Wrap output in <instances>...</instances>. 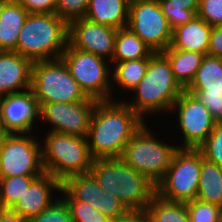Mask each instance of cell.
Segmentation results:
<instances>
[{
    "instance_id": "6da1fadb",
    "label": "cell",
    "mask_w": 222,
    "mask_h": 222,
    "mask_svg": "<svg viewBox=\"0 0 222 222\" xmlns=\"http://www.w3.org/2000/svg\"><path fill=\"white\" fill-rule=\"evenodd\" d=\"M144 123L122 99L97 101L87 136L90 155L93 159L121 158Z\"/></svg>"
},
{
    "instance_id": "7a4b0ae2",
    "label": "cell",
    "mask_w": 222,
    "mask_h": 222,
    "mask_svg": "<svg viewBox=\"0 0 222 222\" xmlns=\"http://www.w3.org/2000/svg\"><path fill=\"white\" fill-rule=\"evenodd\" d=\"M183 91L173 76L168 59L161 52H156L149 58L145 76L130 91L131 99L122 100L144 122L149 121V116L150 119L159 117L160 113V117L166 113L173 120L175 118L169 117V112Z\"/></svg>"
},
{
    "instance_id": "3957f363",
    "label": "cell",
    "mask_w": 222,
    "mask_h": 222,
    "mask_svg": "<svg viewBox=\"0 0 222 222\" xmlns=\"http://www.w3.org/2000/svg\"><path fill=\"white\" fill-rule=\"evenodd\" d=\"M90 173L127 211L146 209L156 195V185L121 158L94 159Z\"/></svg>"
},
{
    "instance_id": "277c9868",
    "label": "cell",
    "mask_w": 222,
    "mask_h": 222,
    "mask_svg": "<svg viewBox=\"0 0 222 222\" xmlns=\"http://www.w3.org/2000/svg\"><path fill=\"white\" fill-rule=\"evenodd\" d=\"M68 24L55 13H29L19 32L16 52L34 61L61 59Z\"/></svg>"
},
{
    "instance_id": "5b68a950",
    "label": "cell",
    "mask_w": 222,
    "mask_h": 222,
    "mask_svg": "<svg viewBox=\"0 0 222 222\" xmlns=\"http://www.w3.org/2000/svg\"><path fill=\"white\" fill-rule=\"evenodd\" d=\"M40 135L45 173L63 183L67 178L90 173L93 158L85 137L47 131Z\"/></svg>"
},
{
    "instance_id": "8992f818",
    "label": "cell",
    "mask_w": 222,
    "mask_h": 222,
    "mask_svg": "<svg viewBox=\"0 0 222 222\" xmlns=\"http://www.w3.org/2000/svg\"><path fill=\"white\" fill-rule=\"evenodd\" d=\"M149 125L150 122H145L132 136L125 146L121 159L156 185L164 177L175 152L179 148L175 144L177 137L174 139V143L173 138H171L170 143V139L167 141L164 137L163 139L159 138L158 130L155 132Z\"/></svg>"
},
{
    "instance_id": "52a82bcc",
    "label": "cell",
    "mask_w": 222,
    "mask_h": 222,
    "mask_svg": "<svg viewBox=\"0 0 222 222\" xmlns=\"http://www.w3.org/2000/svg\"><path fill=\"white\" fill-rule=\"evenodd\" d=\"M31 90L38 107L47 102L71 103L90 99L62 59L34 61Z\"/></svg>"
},
{
    "instance_id": "ba28073f",
    "label": "cell",
    "mask_w": 222,
    "mask_h": 222,
    "mask_svg": "<svg viewBox=\"0 0 222 222\" xmlns=\"http://www.w3.org/2000/svg\"><path fill=\"white\" fill-rule=\"evenodd\" d=\"M201 167L202 153L198 149L179 148L164 177L156 184V195L180 203L196 199Z\"/></svg>"
},
{
    "instance_id": "9c48e42d",
    "label": "cell",
    "mask_w": 222,
    "mask_h": 222,
    "mask_svg": "<svg viewBox=\"0 0 222 222\" xmlns=\"http://www.w3.org/2000/svg\"><path fill=\"white\" fill-rule=\"evenodd\" d=\"M61 59L88 97L98 101L112 100L111 62L93 53L75 49L69 43Z\"/></svg>"
},
{
    "instance_id": "30bf717a",
    "label": "cell",
    "mask_w": 222,
    "mask_h": 222,
    "mask_svg": "<svg viewBox=\"0 0 222 222\" xmlns=\"http://www.w3.org/2000/svg\"><path fill=\"white\" fill-rule=\"evenodd\" d=\"M36 133L4 135L0 141V178L45 173L41 141Z\"/></svg>"
},
{
    "instance_id": "8fae6325",
    "label": "cell",
    "mask_w": 222,
    "mask_h": 222,
    "mask_svg": "<svg viewBox=\"0 0 222 222\" xmlns=\"http://www.w3.org/2000/svg\"><path fill=\"white\" fill-rule=\"evenodd\" d=\"M172 113L176 116L172 124L176 123V133L179 132L181 136L178 139L180 143H176L178 148L197 149L218 123L204 104L186 90L174 102L169 115L174 116Z\"/></svg>"
},
{
    "instance_id": "7c38bea8",
    "label": "cell",
    "mask_w": 222,
    "mask_h": 222,
    "mask_svg": "<svg viewBox=\"0 0 222 222\" xmlns=\"http://www.w3.org/2000/svg\"><path fill=\"white\" fill-rule=\"evenodd\" d=\"M128 27L153 51L163 52L171 45L172 29L159 0H130Z\"/></svg>"
},
{
    "instance_id": "4fadbf2b",
    "label": "cell",
    "mask_w": 222,
    "mask_h": 222,
    "mask_svg": "<svg viewBox=\"0 0 222 222\" xmlns=\"http://www.w3.org/2000/svg\"><path fill=\"white\" fill-rule=\"evenodd\" d=\"M98 100L62 103L47 102L39 107V123L46 132H57L87 138L92 114ZM48 123V124H46ZM50 128H49V127ZM50 129V130H49Z\"/></svg>"
},
{
    "instance_id": "5bb4252c",
    "label": "cell",
    "mask_w": 222,
    "mask_h": 222,
    "mask_svg": "<svg viewBox=\"0 0 222 222\" xmlns=\"http://www.w3.org/2000/svg\"><path fill=\"white\" fill-rule=\"evenodd\" d=\"M0 121L6 134L41 132L37 126L39 107L33 91L0 97Z\"/></svg>"
},
{
    "instance_id": "9a60e30c",
    "label": "cell",
    "mask_w": 222,
    "mask_h": 222,
    "mask_svg": "<svg viewBox=\"0 0 222 222\" xmlns=\"http://www.w3.org/2000/svg\"><path fill=\"white\" fill-rule=\"evenodd\" d=\"M117 30L83 17L68 24V43L75 49L93 53L111 62Z\"/></svg>"
},
{
    "instance_id": "2e32d148",
    "label": "cell",
    "mask_w": 222,
    "mask_h": 222,
    "mask_svg": "<svg viewBox=\"0 0 222 222\" xmlns=\"http://www.w3.org/2000/svg\"><path fill=\"white\" fill-rule=\"evenodd\" d=\"M61 188L59 180L44 173L30 184L11 209L31 220L60 197Z\"/></svg>"
},
{
    "instance_id": "e0dca14e",
    "label": "cell",
    "mask_w": 222,
    "mask_h": 222,
    "mask_svg": "<svg viewBox=\"0 0 222 222\" xmlns=\"http://www.w3.org/2000/svg\"><path fill=\"white\" fill-rule=\"evenodd\" d=\"M32 64L16 51H0V97L31 89Z\"/></svg>"
},
{
    "instance_id": "ac0fdd59",
    "label": "cell",
    "mask_w": 222,
    "mask_h": 222,
    "mask_svg": "<svg viewBox=\"0 0 222 222\" xmlns=\"http://www.w3.org/2000/svg\"><path fill=\"white\" fill-rule=\"evenodd\" d=\"M211 32L212 26L196 15L188 23L173 29L170 47L207 55Z\"/></svg>"
},
{
    "instance_id": "d6986e66",
    "label": "cell",
    "mask_w": 222,
    "mask_h": 222,
    "mask_svg": "<svg viewBox=\"0 0 222 222\" xmlns=\"http://www.w3.org/2000/svg\"><path fill=\"white\" fill-rule=\"evenodd\" d=\"M130 0H89L87 20L114 27H128Z\"/></svg>"
},
{
    "instance_id": "ffe728a7",
    "label": "cell",
    "mask_w": 222,
    "mask_h": 222,
    "mask_svg": "<svg viewBox=\"0 0 222 222\" xmlns=\"http://www.w3.org/2000/svg\"><path fill=\"white\" fill-rule=\"evenodd\" d=\"M149 58L135 59L130 61H122L118 63H111L112 65V100H116L122 96L126 99L130 95V91L135 88L143 79L146 73V68ZM116 85V88H114ZM115 91L119 94H115ZM124 92L125 95L122 93ZM129 92V93H128ZM128 94V95H127ZM115 96V97H114ZM119 97V98H118Z\"/></svg>"
},
{
    "instance_id": "44dd1931",
    "label": "cell",
    "mask_w": 222,
    "mask_h": 222,
    "mask_svg": "<svg viewBox=\"0 0 222 222\" xmlns=\"http://www.w3.org/2000/svg\"><path fill=\"white\" fill-rule=\"evenodd\" d=\"M28 11L18 2H8L0 16V51H15Z\"/></svg>"
},
{
    "instance_id": "7402d4cb",
    "label": "cell",
    "mask_w": 222,
    "mask_h": 222,
    "mask_svg": "<svg viewBox=\"0 0 222 222\" xmlns=\"http://www.w3.org/2000/svg\"><path fill=\"white\" fill-rule=\"evenodd\" d=\"M161 53L168 59L175 80L185 90L194 79L205 55L196 51L173 49L170 46Z\"/></svg>"
},
{
    "instance_id": "603a6c76",
    "label": "cell",
    "mask_w": 222,
    "mask_h": 222,
    "mask_svg": "<svg viewBox=\"0 0 222 222\" xmlns=\"http://www.w3.org/2000/svg\"><path fill=\"white\" fill-rule=\"evenodd\" d=\"M185 90L189 93H222V58L205 55Z\"/></svg>"
},
{
    "instance_id": "cb8c5ba5",
    "label": "cell",
    "mask_w": 222,
    "mask_h": 222,
    "mask_svg": "<svg viewBox=\"0 0 222 222\" xmlns=\"http://www.w3.org/2000/svg\"><path fill=\"white\" fill-rule=\"evenodd\" d=\"M154 51L129 27L117 30L111 63L150 58Z\"/></svg>"
},
{
    "instance_id": "d4e9b609",
    "label": "cell",
    "mask_w": 222,
    "mask_h": 222,
    "mask_svg": "<svg viewBox=\"0 0 222 222\" xmlns=\"http://www.w3.org/2000/svg\"><path fill=\"white\" fill-rule=\"evenodd\" d=\"M197 199L222 208V167L203 158Z\"/></svg>"
},
{
    "instance_id": "484cf974",
    "label": "cell",
    "mask_w": 222,
    "mask_h": 222,
    "mask_svg": "<svg viewBox=\"0 0 222 222\" xmlns=\"http://www.w3.org/2000/svg\"><path fill=\"white\" fill-rule=\"evenodd\" d=\"M151 222H190L185 203L171 202L155 195L146 207Z\"/></svg>"
},
{
    "instance_id": "4316f807",
    "label": "cell",
    "mask_w": 222,
    "mask_h": 222,
    "mask_svg": "<svg viewBox=\"0 0 222 222\" xmlns=\"http://www.w3.org/2000/svg\"><path fill=\"white\" fill-rule=\"evenodd\" d=\"M159 3L172 30L191 21L199 6V0H159Z\"/></svg>"
},
{
    "instance_id": "83f0119b",
    "label": "cell",
    "mask_w": 222,
    "mask_h": 222,
    "mask_svg": "<svg viewBox=\"0 0 222 222\" xmlns=\"http://www.w3.org/2000/svg\"><path fill=\"white\" fill-rule=\"evenodd\" d=\"M62 187L76 200L96 206L97 180L91 173L74 175L67 178Z\"/></svg>"
},
{
    "instance_id": "f1b7e54d",
    "label": "cell",
    "mask_w": 222,
    "mask_h": 222,
    "mask_svg": "<svg viewBox=\"0 0 222 222\" xmlns=\"http://www.w3.org/2000/svg\"><path fill=\"white\" fill-rule=\"evenodd\" d=\"M40 176H13L0 178V207L12 208L30 184Z\"/></svg>"
},
{
    "instance_id": "f546056e",
    "label": "cell",
    "mask_w": 222,
    "mask_h": 222,
    "mask_svg": "<svg viewBox=\"0 0 222 222\" xmlns=\"http://www.w3.org/2000/svg\"><path fill=\"white\" fill-rule=\"evenodd\" d=\"M60 194L68 204L72 222H112L110 218L91 205L76 201L63 187L61 188Z\"/></svg>"
},
{
    "instance_id": "4dcf8cb0",
    "label": "cell",
    "mask_w": 222,
    "mask_h": 222,
    "mask_svg": "<svg viewBox=\"0 0 222 222\" xmlns=\"http://www.w3.org/2000/svg\"><path fill=\"white\" fill-rule=\"evenodd\" d=\"M197 149L204 159L222 167V125L217 123L211 134Z\"/></svg>"
},
{
    "instance_id": "1f68e13d",
    "label": "cell",
    "mask_w": 222,
    "mask_h": 222,
    "mask_svg": "<svg viewBox=\"0 0 222 222\" xmlns=\"http://www.w3.org/2000/svg\"><path fill=\"white\" fill-rule=\"evenodd\" d=\"M190 222H217L222 208L217 205L194 199L186 202Z\"/></svg>"
},
{
    "instance_id": "d6a6232c",
    "label": "cell",
    "mask_w": 222,
    "mask_h": 222,
    "mask_svg": "<svg viewBox=\"0 0 222 222\" xmlns=\"http://www.w3.org/2000/svg\"><path fill=\"white\" fill-rule=\"evenodd\" d=\"M95 209L106 215L112 221L127 211L118 198L105 191L98 182Z\"/></svg>"
},
{
    "instance_id": "836d02e7",
    "label": "cell",
    "mask_w": 222,
    "mask_h": 222,
    "mask_svg": "<svg viewBox=\"0 0 222 222\" xmlns=\"http://www.w3.org/2000/svg\"><path fill=\"white\" fill-rule=\"evenodd\" d=\"M30 222H72V217L68 204L60 196Z\"/></svg>"
},
{
    "instance_id": "e575fe53",
    "label": "cell",
    "mask_w": 222,
    "mask_h": 222,
    "mask_svg": "<svg viewBox=\"0 0 222 222\" xmlns=\"http://www.w3.org/2000/svg\"><path fill=\"white\" fill-rule=\"evenodd\" d=\"M89 0H57L55 14L67 24L83 18L87 12Z\"/></svg>"
},
{
    "instance_id": "d590c367",
    "label": "cell",
    "mask_w": 222,
    "mask_h": 222,
    "mask_svg": "<svg viewBox=\"0 0 222 222\" xmlns=\"http://www.w3.org/2000/svg\"><path fill=\"white\" fill-rule=\"evenodd\" d=\"M197 16L212 27L222 24V0H199Z\"/></svg>"
},
{
    "instance_id": "8d00e7d4",
    "label": "cell",
    "mask_w": 222,
    "mask_h": 222,
    "mask_svg": "<svg viewBox=\"0 0 222 222\" xmlns=\"http://www.w3.org/2000/svg\"><path fill=\"white\" fill-rule=\"evenodd\" d=\"M194 94L209 110L212 117L219 123L222 119V93H191Z\"/></svg>"
},
{
    "instance_id": "74e56055",
    "label": "cell",
    "mask_w": 222,
    "mask_h": 222,
    "mask_svg": "<svg viewBox=\"0 0 222 222\" xmlns=\"http://www.w3.org/2000/svg\"><path fill=\"white\" fill-rule=\"evenodd\" d=\"M28 13H55L57 0H19Z\"/></svg>"
},
{
    "instance_id": "f35d334b",
    "label": "cell",
    "mask_w": 222,
    "mask_h": 222,
    "mask_svg": "<svg viewBox=\"0 0 222 222\" xmlns=\"http://www.w3.org/2000/svg\"><path fill=\"white\" fill-rule=\"evenodd\" d=\"M207 55L222 58V24L212 27Z\"/></svg>"
},
{
    "instance_id": "ab89813d",
    "label": "cell",
    "mask_w": 222,
    "mask_h": 222,
    "mask_svg": "<svg viewBox=\"0 0 222 222\" xmlns=\"http://www.w3.org/2000/svg\"><path fill=\"white\" fill-rule=\"evenodd\" d=\"M112 222H151L146 210H128Z\"/></svg>"
},
{
    "instance_id": "60d3db41",
    "label": "cell",
    "mask_w": 222,
    "mask_h": 222,
    "mask_svg": "<svg viewBox=\"0 0 222 222\" xmlns=\"http://www.w3.org/2000/svg\"><path fill=\"white\" fill-rule=\"evenodd\" d=\"M0 222H30L11 208L0 207Z\"/></svg>"
},
{
    "instance_id": "b9f144b4",
    "label": "cell",
    "mask_w": 222,
    "mask_h": 222,
    "mask_svg": "<svg viewBox=\"0 0 222 222\" xmlns=\"http://www.w3.org/2000/svg\"><path fill=\"white\" fill-rule=\"evenodd\" d=\"M7 3V1L0 0V16L2 15L3 9Z\"/></svg>"
},
{
    "instance_id": "7bdbcfd3",
    "label": "cell",
    "mask_w": 222,
    "mask_h": 222,
    "mask_svg": "<svg viewBox=\"0 0 222 222\" xmlns=\"http://www.w3.org/2000/svg\"><path fill=\"white\" fill-rule=\"evenodd\" d=\"M6 133L3 131L2 125H1V121H0V141L2 140V138L4 137Z\"/></svg>"
},
{
    "instance_id": "ee69618b",
    "label": "cell",
    "mask_w": 222,
    "mask_h": 222,
    "mask_svg": "<svg viewBox=\"0 0 222 222\" xmlns=\"http://www.w3.org/2000/svg\"><path fill=\"white\" fill-rule=\"evenodd\" d=\"M217 222H222V212L220 213L219 217H218V221Z\"/></svg>"
},
{
    "instance_id": "f6af8a7d",
    "label": "cell",
    "mask_w": 222,
    "mask_h": 222,
    "mask_svg": "<svg viewBox=\"0 0 222 222\" xmlns=\"http://www.w3.org/2000/svg\"><path fill=\"white\" fill-rule=\"evenodd\" d=\"M4 1H7V2H19V0H4Z\"/></svg>"
}]
</instances>
